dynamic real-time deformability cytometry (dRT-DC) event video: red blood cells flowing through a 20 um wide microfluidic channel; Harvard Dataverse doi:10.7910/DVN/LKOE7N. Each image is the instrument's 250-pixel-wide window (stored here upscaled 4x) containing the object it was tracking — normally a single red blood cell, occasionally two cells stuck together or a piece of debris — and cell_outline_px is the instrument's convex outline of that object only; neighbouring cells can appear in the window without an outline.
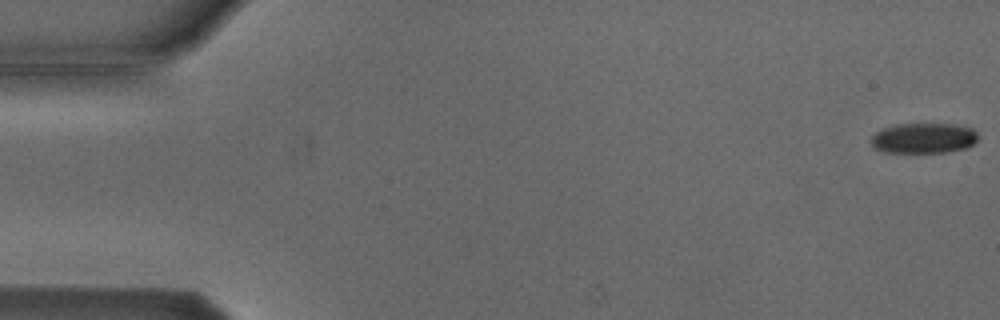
{"species": "Egyptian fruit bat (a non-hibernating species)", "species_latin": "Rousettus aegyptiacus", "temperature_condition": "cold", "stored_images_in_passage": 5, "camera_frame_rate_fps": 3000, "um_per_image_px": 0.085, "animal": {"sex": "male"}, "frame": {"image": 1, "passage_image": 1, "time_ms": 0.0, "image_size_px": [1000, 320], "cell_outline_px": [[980, 136], [968, 148], [944, 152], [884, 152], [876, 148], [872, 144], [872, 136], [876, 132], [884, 128], [896, 124], [956, 124], [972, 128]], "centroid_in_image_um": [78.55, 11.73], "position_along_channel_um": 6.4, "area_um2": 18.84}}